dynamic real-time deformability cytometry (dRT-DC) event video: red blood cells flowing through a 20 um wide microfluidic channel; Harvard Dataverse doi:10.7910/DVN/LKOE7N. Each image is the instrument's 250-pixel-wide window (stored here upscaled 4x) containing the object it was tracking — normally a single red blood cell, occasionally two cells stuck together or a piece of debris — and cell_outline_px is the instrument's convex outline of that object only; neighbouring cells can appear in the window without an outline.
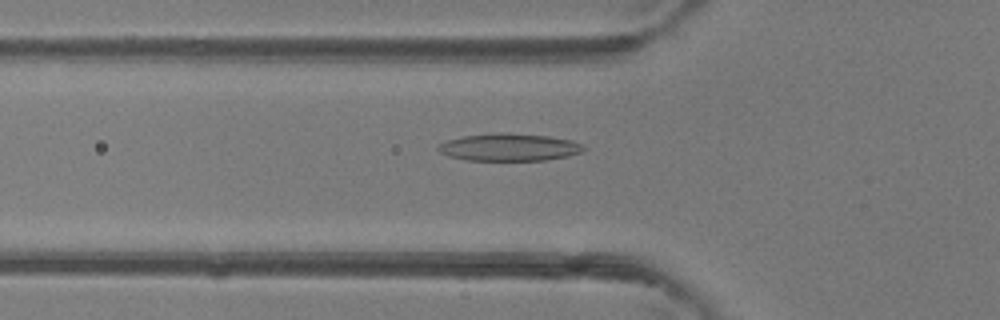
{"species": "common noctule bat (a hibernating species)", "species_latin": "Nyctalus noctula", "temperature_condition": "room temperature", "stored_images_in_passage": 41, "camera_frame_rate_fps": 3000, "um_per_image_px": 0.085, "animal": {"sex": "female"}, "frame": {"image": 1, "passage_image": 16, "time_ms": 5.0, "image_size_px": [1000, 320], "cell_outline_px": [[584, 148], [580, 152], [568, 156], [544, 160], [464, 160], [448, 156], [440, 152], [436, 148], [440, 144], [448, 140], [464, 136], [500, 132], [548, 136], [572, 140], [584, 144]], "centroid_in_image_um": [43.28, 12.51], "position_along_channel_um": 82.5, "area_um2": 23.12}}
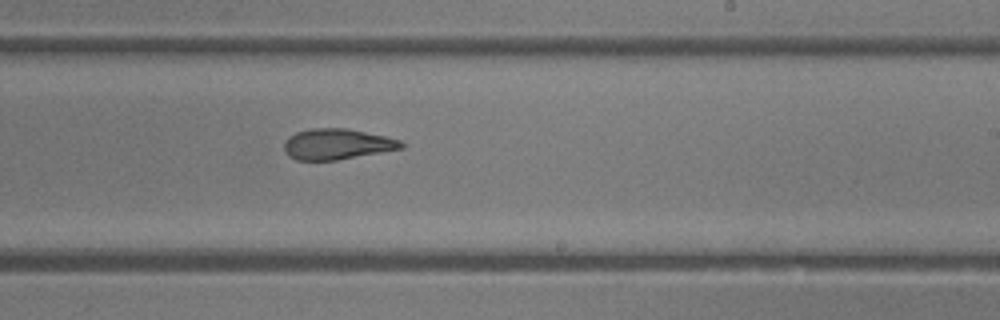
{"frame": {"image": 2, "passage_image": 28, "time_ms": 9.0, "image_size_px": [1000, 320], "cell_outline_px": [[404, 148], [336, 160], [296, 160], [288, 156], [284, 148], [284, 140], [288, 136], [296, 132], [308, 128], [348, 128], [384, 136], [400, 140], [404, 144]], "centroid_in_image_um": [28.61, 12.24], "position_along_channel_um": 260.4, "area_um2": 21.04}}
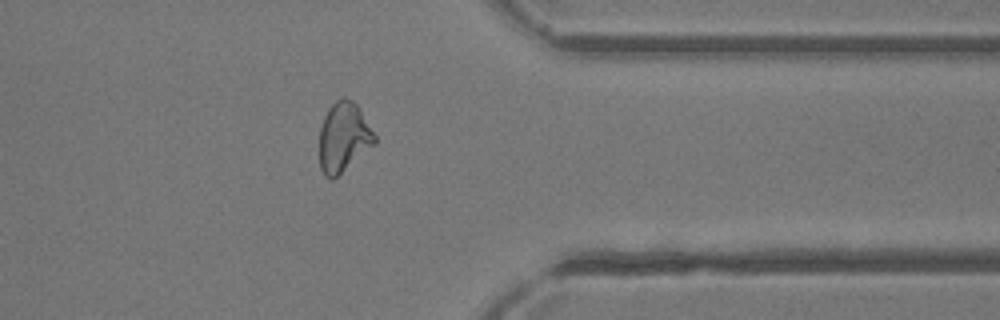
{"frame": {"image": 3, "passage_image": 37, "time_ms": 12.0, "image_size_px": [1000, 320], "cell_outline_px": [[376, 144], [332, 180], [324, 176], [320, 168], [320, 128], [324, 116], [328, 108], [336, 100], [344, 96], [352, 100], [360, 108], [376, 136]], "centroid_in_image_um": [29.21, 11.65], "position_along_channel_um": 382.2, "area_um2": 22.54}, "authors_computed_cell_mechanics": {"area_um2": 22.4842, "velocity_mm_per_s": 4.4209, "shape_relaxation_time_tau1_ms": null, "shape_relaxation_time_tau2_ms": 2.5928, "deformation_change_tau1": null, "deformation_change_tau2": 0.1059}}